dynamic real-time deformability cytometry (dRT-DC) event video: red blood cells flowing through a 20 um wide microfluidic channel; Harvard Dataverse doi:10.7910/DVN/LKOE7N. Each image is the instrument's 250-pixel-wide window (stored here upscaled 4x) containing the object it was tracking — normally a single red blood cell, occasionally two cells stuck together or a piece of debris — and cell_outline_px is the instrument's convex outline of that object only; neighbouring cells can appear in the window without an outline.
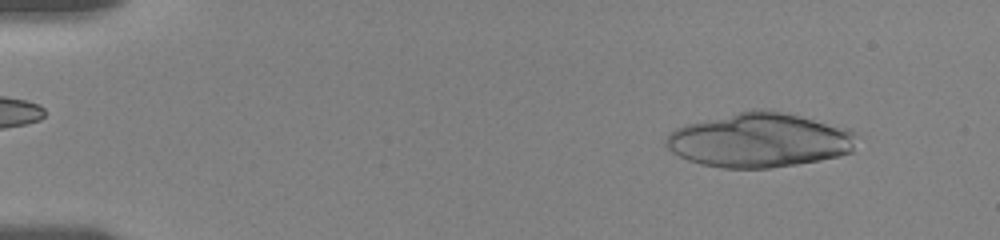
{"species": "human", "species_latin": "Homo sapiens", "temperature_condition": "room temperature", "stored_images_in_passage": 21, "camera_frame_rate_fps": 3000, "um_per_image_px": 0.085, "donor": {"sex": "female"}, "frame": {"image": 1, "passage_image": 5, "time_ms": 1.333, "image_size_px": [1000, 240], "cell_outline_px": [[856, 132], [852, 152], [840, 156], [820, 160], [796, 164], [768, 168], [720, 168], [700, 164], [688, 160], [672, 152], [664, 144], [664, 140], [676, 128], [684, 124], [752, 108], [760, 108], [780, 112], [852, 128]], "centroid_in_image_um": [64.55, 11.91], "position_along_channel_um": 20.5, "area_um2": 60.63}}